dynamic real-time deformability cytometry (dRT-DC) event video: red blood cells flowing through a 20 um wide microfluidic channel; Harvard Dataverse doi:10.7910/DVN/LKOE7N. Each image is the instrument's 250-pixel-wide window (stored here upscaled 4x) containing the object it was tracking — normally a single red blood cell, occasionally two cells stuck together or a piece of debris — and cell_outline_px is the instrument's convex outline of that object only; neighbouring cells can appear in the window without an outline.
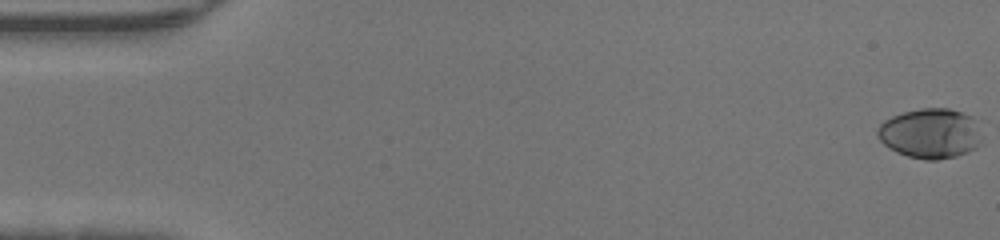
{"species": "human", "species_latin": "Homo sapiens", "temperature_condition": "warm", "stored_images_in_passage": 48, "camera_frame_rate_fps": 3000, "um_per_image_px": 0.085, "donor": {"sex": "male"}, "frame": {"image": 1, "passage_image": 1, "time_ms": 0.0, "image_size_px": [1000, 240], "cell_outline_px": [[980, 144], [976, 148], [968, 152], [956, 156], [936, 160], [924, 160], [908, 156], [896, 152], [888, 148], [880, 140], [876, 132], [876, 128], [884, 120], [892, 116], [904, 112], [920, 108], [948, 108], [972, 116], [980, 140]], "centroid_in_image_um": [79.02, 11.35], "position_along_channel_um": 6.0, "area_um2": 30.23}}
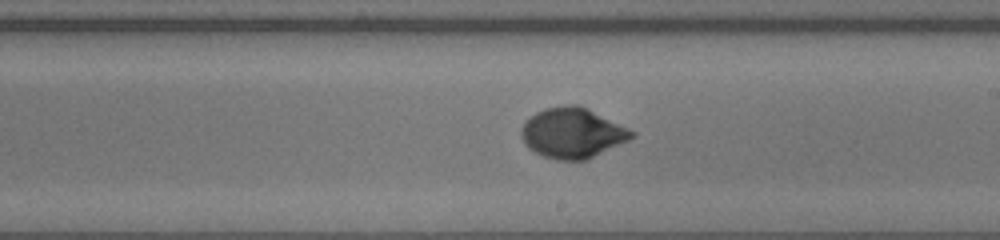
{"frame": {"image": 2, "passage_image": 28, "time_ms": 9.0, "image_size_px": [1000, 240], "cell_outline_px": [[636, 136], [628, 140], [584, 160], [556, 160], [544, 156], [528, 148], [524, 144], [520, 136], [520, 128], [524, 120], [536, 112], [544, 108], [564, 104], [576, 104], [588, 108], [636, 132]], "centroid_in_image_um": [48.6, 11.28], "position_along_channel_um": 240.4, "area_um2": 32.43}}
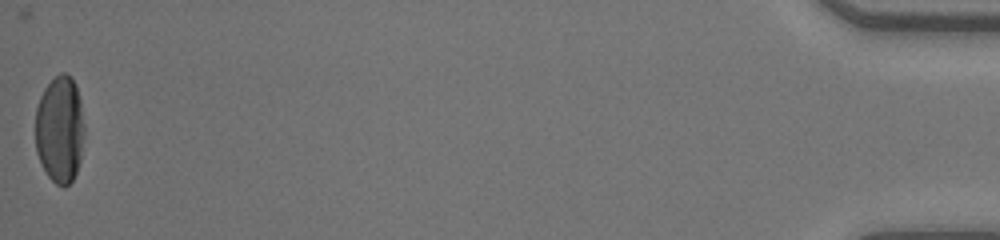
{"frame": {"image": 3, "passage_image": 48, "time_ms": 15.667, "image_size_px": [1000, 240], "cell_outline_px": [[84, 136], [80, 160], [76, 172], [72, 180], [64, 188], [56, 184], [48, 176], [36, 152], [36, 108], [40, 96], [44, 88], [60, 72], [64, 72], [72, 76], [76, 84], [80, 100], [84, 128]], "centroid_in_image_um": [5.09, 10.98], "position_along_channel_um": 430.1, "area_um2": 30.69}}